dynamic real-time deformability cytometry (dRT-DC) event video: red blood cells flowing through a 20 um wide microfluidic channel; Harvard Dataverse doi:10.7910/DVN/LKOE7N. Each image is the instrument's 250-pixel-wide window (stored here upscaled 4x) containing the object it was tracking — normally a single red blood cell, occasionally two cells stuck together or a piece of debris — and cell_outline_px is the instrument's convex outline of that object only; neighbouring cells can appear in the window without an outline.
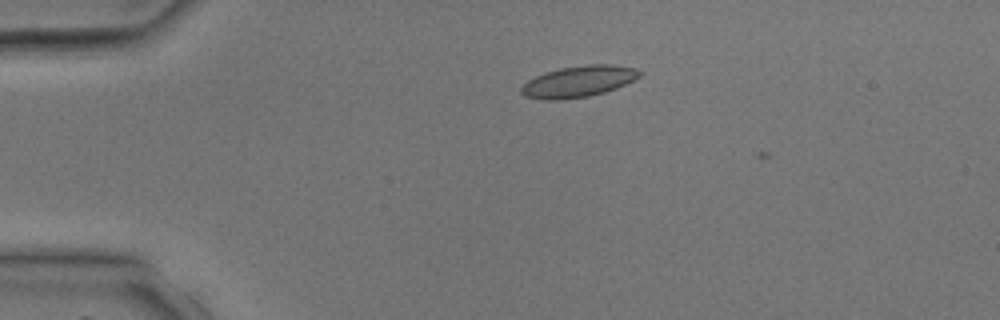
{"species": "common noctule bat (a hibernating species)", "species_latin": "Nyctalus noctula", "temperature_condition": "room temperature", "stored_images_in_passage": 3, "camera_frame_rate_fps": 3000, "um_per_image_px": 0.085, "animal": {"sex": "male", "body_mass_g": 17.9, "forearm_length_mm": 54.2}, "frame": {"image": 1, "passage_image": 1, "time_ms": 0.0, "image_size_px": [1000, 320], "cell_outline_px": [[644, 72], [640, 76], [616, 88], [604, 92], [588, 96], [560, 100], [544, 100], [524, 96], [520, 92], [520, 88], [528, 80], [544, 72], [560, 68], [588, 64], [612, 64], [636, 68]], "centroid_in_image_um": [49.16, 6.92], "position_along_channel_um": 35.8, "area_um2": 21.62}}